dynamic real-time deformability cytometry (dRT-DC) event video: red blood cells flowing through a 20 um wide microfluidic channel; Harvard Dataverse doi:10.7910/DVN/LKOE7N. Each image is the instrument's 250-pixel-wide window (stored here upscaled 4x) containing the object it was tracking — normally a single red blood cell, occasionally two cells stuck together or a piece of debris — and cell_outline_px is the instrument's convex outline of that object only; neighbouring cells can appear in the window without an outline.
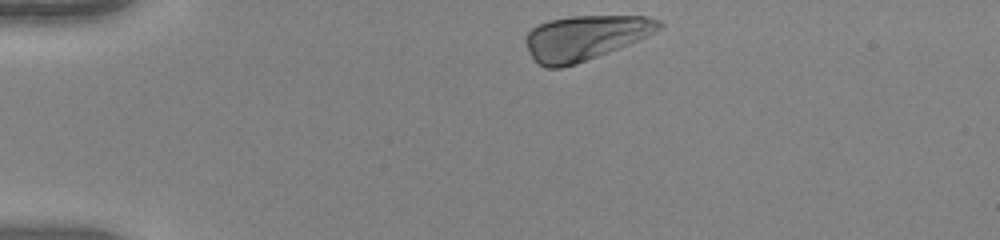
{"species": "human", "species_latin": "Homo sapiens", "temperature_condition": "warm", "stored_images_in_passage": 35, "camera_frame_rate_fps": 3000, "um_per_image_px": 0.085, "donor": {"sex": "female"}, "frame": {"image": 1, "passage_image": 1, "time_ms": 0.0, "image_size_px": [1000, 240], "cell_outline_px": [[664, 28], [628, 44], [608, 52], [576, 64], [560, 68], [544, 68], [532, 56], [524, 40], [528, 32], [532, 28], [548, 20], [572, 16], [648, 16], [660, 20], [664, 24]], "centroid_in_image_um": [49.75, 3.19], "position_along_channel_um": 35.2, "area_um2": 34.56}}
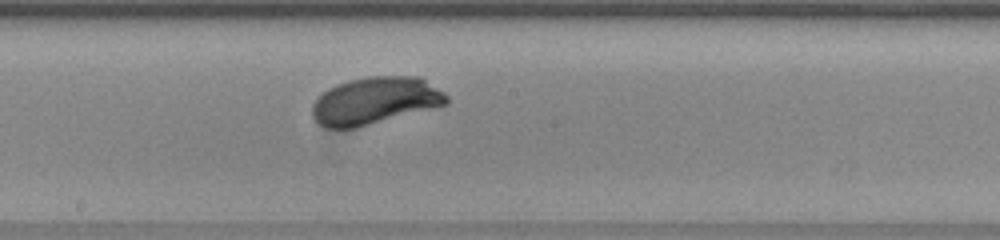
{"frame": {"image": 2, "passage_image": 19, "time_ms": 6.0, "image_size_px": [1000, 240], "cell_outline_px": [[448, 104], [356, 128], [324, 128], [312, 116], [312, 104], [328, 88], [336, 84], [348, 80], [368, 76], [420, 76], [444, 92], [448, 96]], "centroid_in_image_um": [31.89, 8.55], "position_along_channel_um": 216.3, "area_um2": 36.99}}
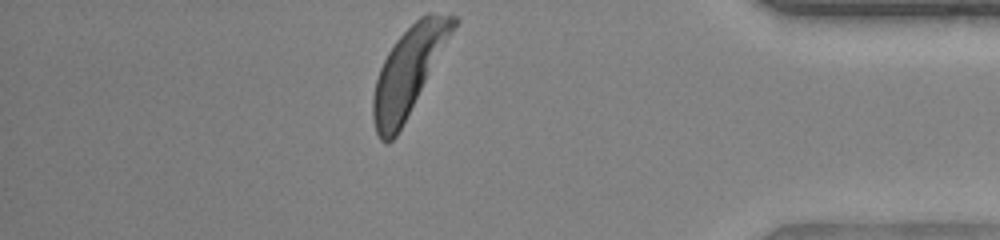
{"frame": {"image": 3, "passage_image": 35, "time_ms": 11.333, "image_size_px": [1000, 240], "cell_outline_px": [[460, 20], [396, 136], [388, 144], [384, 144], [380, 140], [376, 132], [372, 116], [372, 96], [376, 80], [380, 68], [388, 52], [396, 40], [420, 16], [428, 12], [460, 16]], "centroid_in_image_um": [34.73, 6.03], "position_along_channel_um": 400.5, "area_um2": 40.23}, "authors_computed_cell_mechanics": {"area_um2": 36.992, "velocity_mm_per_s": 3.9993, "shape_relaxation_time_tau1_ms": 1.4593, "shape_relaxation_time_tau2_ms": null, "deformation_change_tau1": 0.122, "deformation_change_tau2": null}}